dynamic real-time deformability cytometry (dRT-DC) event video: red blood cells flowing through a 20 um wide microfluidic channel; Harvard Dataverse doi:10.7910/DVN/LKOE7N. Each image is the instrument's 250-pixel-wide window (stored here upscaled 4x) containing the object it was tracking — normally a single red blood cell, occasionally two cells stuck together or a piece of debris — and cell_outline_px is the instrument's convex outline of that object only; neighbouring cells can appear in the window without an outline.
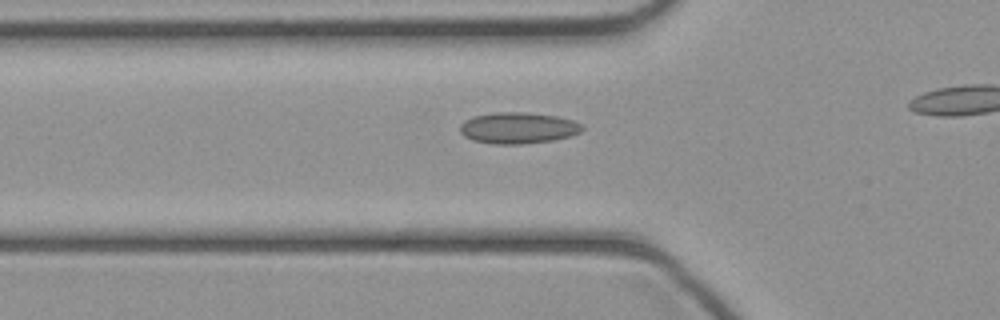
{"species": "common noctule bat (a hibernating species)", "species_latin": "Nyctalus noctula", "temperature_condition": "cold", "stored_images_in_passage": 32, "camera_frame_rate_fps": 3000, "um_per_image_px": 0.085, "animal": {"sex": "female", "body_mass_g": 21.9}, "frame": {"image": 1, "passage_image": 11, "time_ms": 3.333, "image_size_px": [1000, 320], "cell_outline_px": [[584, 128], [580, 132], [572, 136], [552, 140], [524, 144], [492, 144], [472, 140], [464, 136], [460, 132], [460, 124], [464, 120], [472, 116], [496, 112], [524, 112], [556, 116], [572, 120], [584, 124]], "centroid_in_image_um": [44.03, 10.88], "position_along_channel_um": 81.8, "area_um2": 22.48}}
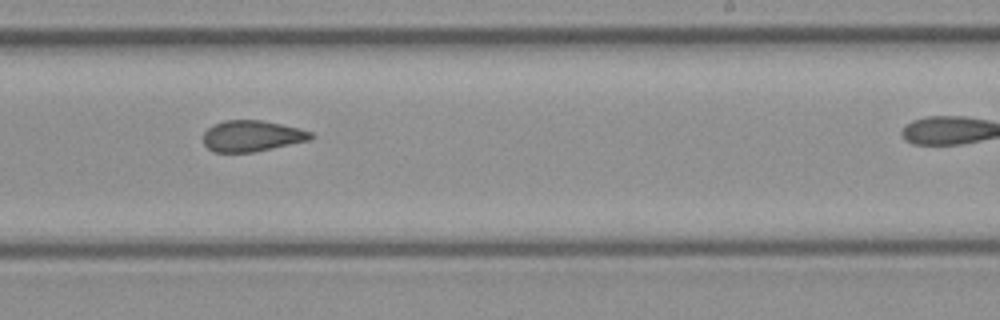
{"frame": {"image": 2, "passage_image": 23, "time_ms": 7.333, "image_size_px": [1000, 320], "cell_outline_px": [[316, 136], [312, 140], [252, 152], [212, 152], [204, 144], [204, 132], [212, 124], [224, 120], [260, 120], [300, 128], [312, 132]], "centroid_in_image_um": [21.43, 11.55], "position_along_channel_um": 267.6, "area_um2": 19.59}}
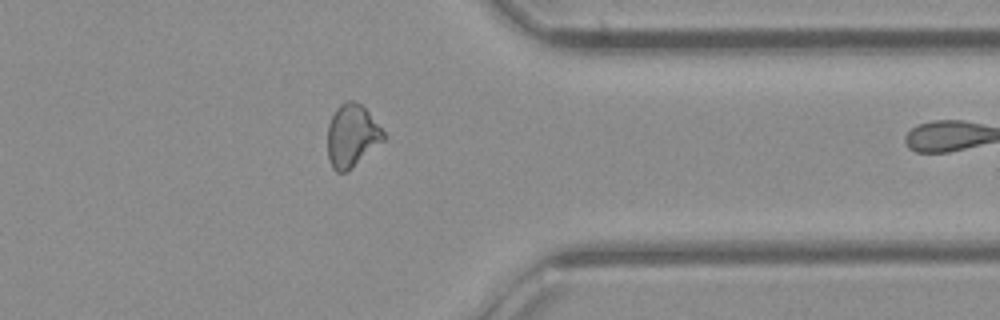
{"frame": {"image": 3, "passage_image": 31, "time_ms": 10.0, "image_size_px": [1000, 320], "cell_outline_px": [[388, 136], [384, 140], [348, 172], [336, 172], [332, 168], [328, 156], [328, 124], [336, 108], [340, 104], [348, 100], [352, 100], [360, 104], [368, 112]], "centroid_in_image_um": [29.91, 11.55], "position_along_channel_um": 381.5, "area_um2": 20.46}}